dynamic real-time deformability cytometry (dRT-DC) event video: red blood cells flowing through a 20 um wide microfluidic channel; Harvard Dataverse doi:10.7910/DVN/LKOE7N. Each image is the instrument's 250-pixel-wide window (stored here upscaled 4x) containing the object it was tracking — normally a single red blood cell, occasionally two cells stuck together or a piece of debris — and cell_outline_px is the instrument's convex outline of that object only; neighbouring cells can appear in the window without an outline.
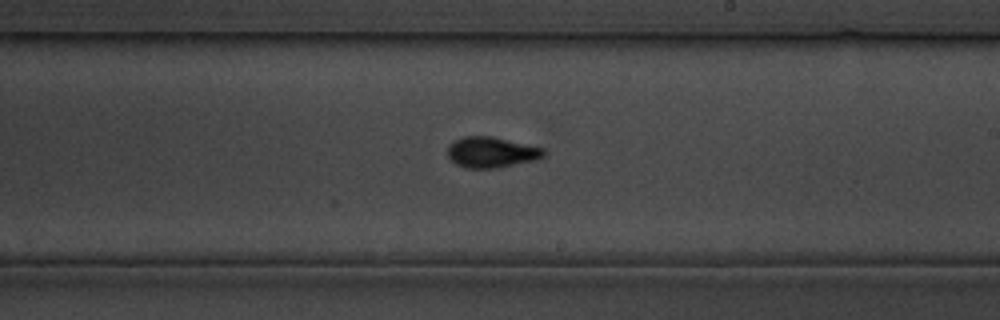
{"species": "common noctule bat (a hibernating species)", "species_latin": "Nyctalus noctula", "temperature_condition": "cold", "stored_images_in_passage": 26, "camera_frame_rate_fps": 3000, "um_per_image_px": 0.085, "animal": {"sex": "male", "body_mass_g": 19.5, "forearm_length_mm": 54.6}, "frame": {"image": 1, "passage_image": 15, "time_ms": 17.0, "image_size_px": [1000, 320], "cell_outline_px": [[544, 156], [540, 160], [496, 168], [464, 168], [456, 164], [448, 156], [448, 144], [452, 140], [464, 136], [492, 136], [544, 148]], "centroid_in_image_um": [41.77, 12.94], "position_along_channel_um": 247.2, "area_um2": 17.46}}
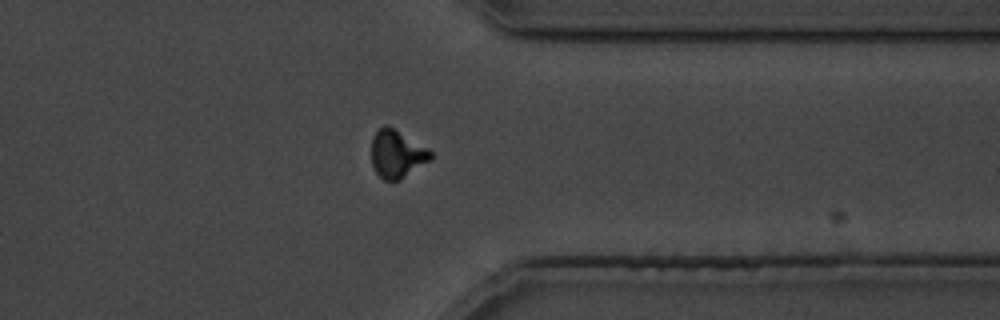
{"frame": {"image": 2, "passage_image": 22, "time_ms": 26.0, "image_size_px": [1000, 320], "cell_outline_px": [[432, 160], [400, 180], [384, 180], [376, 172], [372, 164], [372, 136], [384, 124], [388, 124], [428, 148], [432, 152]], "centroid_in_image_um": [33.76, 13.08], "position_along_channel_um": 377.6, "area_um2": 16.65}}